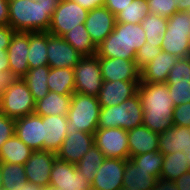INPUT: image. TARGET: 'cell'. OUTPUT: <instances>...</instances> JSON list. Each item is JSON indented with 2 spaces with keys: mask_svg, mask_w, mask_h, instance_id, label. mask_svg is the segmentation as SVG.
<instances>
[{
  "mask_svg": "<svg viewBox=\"0 0 190 190\" xmlns=\"http://www.w3.org/2000/svg\"><path fill=\"white\" fill-rule=\"evenodd\" d=\"M137 94L144 111L142 125L158 134L173 126L174 101L167 83L140 82Z\"/></svg>",
  "mask_w": 190,
  "mask_h": 190,
  "instance_id": "cell-1",
  "label": "cell"
},
{
  "mask_svg": "<svg viewBox=\"0 0 190 190\" xmlns=\"http://www.w3.org/2000/svg\"><path fill=\"white\" fill-rule=\"evenodd\" d=\"M60 0H8L9 26L15 31H48Z\"/></svg>",
  "mask_w": 190,
  "mask_h": 190,
  "instance_id": "cell-2",
  "label": "cell"
},
{
  "mask_svg": "<svg viewBox=\"0 0 190 190\" xmlns=\"http://www.w3.org/2000/svg\"><path fill=\"white\" fill-rule=\"evenodd\" d=\"M143 108L138 94L125 100L119 105L101 107L98 128L133 129L143 123Z\"/></svg>",
  "mask_w": 190,
  "mask_h": 190,
  "instance_id": "cell-3",
  "label": "cell"
},
{
  "mask_svg": "<svg viewBox=\"0 0 190 190\" xmlns=\"http://www.w3.org/2000/svg\"><path fill=\"white\" fill-rule=\"evenodd\" d=\"M100 109L97 97L74 92L66 115L69 121L67 133L77 130L94 134L98 129Z\"/></svg>",
  "mask_w": 190,
  "mask_h": 190,
  "instance_id": "cell-4",
  "label": "cell"
},
{
  "mask_svg": "<svg viewBox=\"0 0 190 190\" xmlns=\"http://www.w3.org/2000/svg\"><path fill=\"white\" fill-rule=\"evenodd\" d=\"M190 31V13L178 11L168 18L167 29L163 35L162 51L177 58L190 56L188 35Z\"/></svg>",
  "mask_w": 190,
  "mask_h": 190,
  "instance_id": "cell-5",
  "label": "cell"
},
{
  "mask_svg": "<svg viewBox=\"0 0 190 190\" xmlns=\"http://www.w3.org/2000/svg\"><path fill=\"white\" fill-rule=\"evenodd\" d=\"M36 101L23 78L15 81L0 94V112L17 119L35 112Z\"/></svg>",
  "mask_w": 190,
  "mask_h": 190,
  "instance_id": "cell-6",
  "label": "cell"
},
{
  "mask_svg": "<svg viewBox=\"0 0 190 190\" xmlns=\"http://www.w3.org/2000/svg\"><path fill=\"white\" fill-rule=\"evenodd\" d=\"M74 80L75 93L97 97L103 83L99 58L82 57L74 66Z\"/></svg>",
  "mask_w": 190,
  "mask_h": 190,
  "instance_id": "cell-7",
  "label": "cell"
},
{
  "mask_svg": "<svg viewBox=\"0 0 190 190\" xmlns=\"http://www.w3.org/2000/svg\"><path fill=\"white\" fill-rule=\"evenodd\" d=\"M88 10L72 0H60L51 17L48 32L56 36H63L77 25L85 23Z\"/></svg>",
  "mask_w": 190,
  "mask_h": 190,
  "instance_id": "cell-8",
  "label": "cell"
},
{
  "mask_svg": "<svg viewBox=\"0 0 190 190\" xmlns=\"http://www.w3.org/2000/svg\"><path fill=\"white\" fill-rule=\"evenodd\" d=\"M49 185L60 190H91V183L75 164L55 158L50 172Z\"/></svg>",
  "mask_w": 190,
  "mask_h": 190,
  "instance_id": "cell-9",
  "label": "cell"
},
{
  "mask_svg": "<svg viewBox=\"0 0 190 190\" xmlns=\"http://www.w3.org/2000/svg\"><path fill=\"white\" fill-rule=\"evenodd\" d=\"M94 135L95 145L106 158L129 159L127 130L122 128H98Z\"/></svg>",
  "mask_w": 190,
  "mask_h": 190,
  "instance_id": "cell-10",
  "label": "cell"
},
{
  "mask_svg": "<svg viewBox=\"0 0 190 190\" xmlns=\"http://www.w3.org/2000/svg\"><path fill=\"white\" fill-rule=\"evenodd\" d=\"M103 81L141 82V69L134 59L99 58Z\"/></svg>",
  "mask_w": 190,
  "mask_h": 190,
  "instance_id": "cell-11",
  "label": "cell"
},
{
  "mask_svg": "<svg viewBox=\"0 0 190 190\" xmlns=\"http://www.w3.org/2000/svg\"><path fill=\"white\" fill-rule=\"evenodd\" d=\"M47 57L50 68L74 69L82 56L62 36L47 31Z\"/></svg>",
  "mask_w": 190,
  "mask_h": 190,
  "instance_id": "cell-12",
  "label": "cell"
},
{
  "mask_svg": "<svg viewBox=\"0 0 190 190\" xmlns=\"http://www.w3.org/2000/svg\"><path fill=\"white\" fill-rule=\"evenodd\" d=\"M126 160L105 158L91 182V190H120L123 187Z\"/></svg>",
  "mask_w": 190,
  "mask_h": 190,
  "instance_id": "cell-13",
  "label": "cell"
},
{
  "mask_svg": "<svg viewBox=\"0 0 190 190\" xmlns=\"http://www.w3.org/2000/svg\"><path fill=\"white\" fill-rule=\"evenodd\" d=\"M56 153L46 150H33L24 164L27 182L41 187L49 186L50 172L55 162Z\"/></svg>",
  "mask_w": 190,
  "mask_h": 190,
  "instance_id": "cell-14",
  "label": "cell"
},
{
  "mask_svg": "<svg viewBox=\"0 0 190 190\" xmlns=\"http://www.w3.org/2000/svg\"><path fill=\"white\" fill-rule=\"evenodd\" d=\"M93 145L95 143L92 133L71 131L65 137L56 157L76 165Z\"/></svg>",
  "mask_w": 190,
  "mask_h": 190,
  "instance_id": "cell-15",
  "label": "cell"
},
{
  "mask_svg": "<svg viewBox=\"0 0 190 190\" xmlns=\"http://www.w3.org/2000/svg\"><path fill=\"white\" fill-rule=\"evenodd\" d=\"M115 23V15L101 6L88 12L84 25L93 43L98 46L114 30Z\"/></svg>",
  "mask_w": 190,
  "mask_h": 190,
  "instance_id": "cell-16",
  "label": "cell"
},
{
  "mask_svg": "<svg viewBox=\"0 0 190 190\" xmlns=\"http://www.w3.org/2000/svg\"><path fill=\"white\" fill-rule=\"evenodd\" d=\"M28 50L29 32L15 31L7 48V56L10 70L17 78H23L30 69Z\"/></svg>",
  "mask_w": 190,
  "mask_h": 190,
  "instance_id": "cell-17",
  "label": "cell"
},
{
  "mask_svg": "<svg viewBox=\"0 0 190 190\" xmlns=\"http://www.w3.org/2000/svg\"><path fill=\"white\" fill-rule=\"evenodd\" d=\"M98 58L135 59L136 52L124 41V23H115L114 30L97 46Z\"/></svg>",
  "mask_w": 190,
  "mask_h": 190,
  "instance_id": "cell-18",
  "label": "cell"
},
{
  "mask_svg": "<svg viewBox=\"0 0 190 190\" xmlns=\"http://www.w3.org/2000/svg\"><path fill=\"white\" fill-rule=\"evenodd\" d=\"M15 134L32 150H43V118L35 113L15 119Z\"/></svg>",
  "mask_w": 190,
  "mask_h": 190,
  "instance_id": "cell-19",
  "label": "cell"
},
{
  "mask_svg": "<svg viewBox=\"0 0 190 190\" xmlns=\"http://www.w3.org/2000/svg\"><path fill=\"white\" fill-rule=\"evenodd\" d=\"M140 83L131 81H103L97 96L101 107L119 105L125 100L135 96Z\"/></svg>",
  "mask_w": 190,
  "mask_h": 190,
  "instance_id": "cell-20",
  "label": "cell"
},
{
  "mask_svg": "<svg viewBox=\"0 0 190 190\" xmlns=\"http://www.w3.org/2000/svg\"><path fill=\"white\" fill-rule=\"evenodd\" d=\"M43 118V150L57 153L67 136L69 121L66 116L49 115Z\"/></svg>",
  "mask_w": 190,
  "mask_h": 190,
  "instance_id": "cell-21",
  "label": "cell"
},
{
  "mask_svg": "<svg viewBox=\"0 0 190 190\" xmlns=\"http://www.w3.org/2000/svg\"><path fill=\"white\" fill-rule=\"evenodd\" d=\"M158 146L163 154L183 151L187 155L190 150V127L173 125L159 134Z\"/></svg>",
  "mask_w": 190,
  "mask_h": 190,
  "instance_id": "cell-22",
  "label": "cell"
},
{
  "mask_svg": "<svg viewBox=\"0 0 190 190\" xmlns=\"http://www.w3.org/2000/svg\"><path fill=\"white\" fill-rule=\"evenodd\" d=\"M129 142V159L135 155L159 151V134L151 131L145 125H139L127 130Z\"/></svg>",
  "mask_w": 190,
  "mask_h": 190,
  "instance_id": "cell-23",
  "label": "cell"
},
{
  "mask_svg": "<svg viewBox=\"0 0 190 190\" xmlns=\"http://www.w3.org/2000/svg\"><path fill=\"white\" fill-rule=\"evenodd\" d=\"M177 59L173 54L161 51L150 63L141 69V82L166 83L169 72Z\"/></svg>",
  "mask_w": 190,
  "mask_h": 190,
  "instance_id": "cell-24",
  "label": "cell"
},
{
  "mask_svg": "<svg viewBox=\"0 0 190 190\" xmlns=\"http://www.w3.org/2000/svg\"><path fill=\"white\" fill-rule=\"evenodd\" d=\"M71 98L72 95H60L49 91L45 97L36 101L34 113L39 116H66L70 108Z\"/></svg>",
  "mask_w": 190,
  "mask_h": 190,
  "instance_id": "cell-25",
  "label": "cell"
},
{
  "mask_svg": "<svg viewBox=\"0 0 190 190\" xmlns=\"http://www.w3.org/2000/svg\"><path fill=\"white\" fill-rule=\"evenodd\" d=\"M157 177L127 159L123 176V187L137 190H152Z\"/></svg>",
  "mask_w": 190,
  "mask_h": 190,
  "instance_id": "cell-26",
  "label": "cell"
},
{
  "mask_svg": "<svg viewBox=\"0 0 190 190\" xmlns=\"http://www.w3.org/2000/svg\"><path fill=\"white\" fill-rule=\"evenodd\" d=\"M32 153L33 150L14 134L1 146L0 162L24 165Z\"/></svg>",
  "mask_w": 190,
  "mask_h": 190,
  "instance_id": "cell-27",
  "label": "cell"
},
{
  "mask_svg": "<svg viewBox=\"0 0 190 190\" xmlns=\"http://www.w3.org/2000/svg\"><path fill=\"white\" fill-rule=\"evenodd\" d=\"M62 37L76 49L82 57H90L97 54V46L93 43L90 34L86 31L84 23L66 32Z\"/></svg>",
  "mask_w": 190,
  "mask_h": 190,
  "instance_id": "cell-28",
  "label": "cell"
},
{
  "mask_svg": "<svg viewBox=\"0 0 190 190\" xmlns=\"http://www.w3.org/2000/svg\"><path fill=\"white\" fill-rule=\"evenodd\" d=\"M49 91L60 95H72L74 93V69L50 68L48 79Z\"/></svg>",
  "mask_w": 190,
  "mask_h": 190,
  "instance_id": "cell-29",
  "label": "cell"
},
{
  "mask_svg": "<svg viewBox=\"0 0 190 190\" xmlns=\"http://www.w3.org/2000/svg\"><path fill=\"white\" fill-rule=\"evenodd\" d=\"M29 68L48 65L47 57V31L29 32L28 50Z\"/></svg>",
  "mask_w": 190,
  "mask_h": 190,
  "instance_id": "cell-30",
  "label": "cell"
},
{
  "mask_svg": "<svg viewBox=\"0 0 190 190\" xmlns=\"http://www.w3.org/2000/svg\"><path fill=\"white\" fill-rule=\"evenodd\" d=\"M49 71V65H42L29 69L27 74L23 77V80L25 81L35 101L45 97L49 92L47 86Z\"/></svg>",
  "mask_w": 190,
  "mask_h": 190,
  "instance_id": "cell-31",
  "label": "cell"
},
{
  "mask_svg": "<svg viewBox=\"0 0 190 190\" xmlns=\"http://www.w3.org/2000/svg\"><path fill=\"white\" fill-rule=\"evenodd\" d=\"M188 161L189 160L186 158V154L183 151L164 154L160 176L174 182L184 173L190 171Z\"/></svg>",
  "mask_w": 190,
  "mask_h": 190,
  "instance_id": "cell-32",
  "label": "cell"
},
{
  "mask_svg": "<svg viewBox=\"0 0 190 190\" xmlns=\"http://www.w3.org/2000/svg\"><path fill=\"white\" fill-rule=\"evenodd\" d=\"M167 21L168 18L148 14L140 23L145 31L146 42L158 44V47H161L163 35L167 29Z\"/></svg>",
  "mask_w": 190,
  "mask_h": 190,
  "instance_id": "cell-33",
  "label": "cell"
},
{
  "mask_svg": "<svg viewBox=\"0 0 190 190\" xmlns=\"http://www.w3.org/2000/svg\"><path fill=\"white\" fill-rule=\"evenodd\" d=\"M105 158L102 151L96 145H93L76 164V168L91 183Z\"/></svg>",
  "mask_w": 190,
  "mask_h": 190,
  "instance_id": "cell-34",
  "label": "cell"
},
{
  "mask_svg": "<svg viewBox=\"0 0 190 190\" xmlns=\"http://www.w3.org/2000/svg\"><path fill=\"white\" fill-rule=\"evenodd\" d=\"M3 188L18 190L21 184L27 183L24 165L1 162Z\"/></svg>",
  "mask_w": 190,
  "mask_h": 190,
  "instance_id": "cell-35",
  "label": "cell"
},
{
  "mask_svg": "<svg viewBox=\"0 0 190 190\" xmlns=\"http://www.w3.org/2000/svg\"><path fill=\"white\" fill-rule=\"evenodd\" d=\"M148 7L146 0H133L125 9L115 16L116 22L140 24L149 14Z\"/></svg>",
  "mask_w": 190,
  "mask_h": 190,
  "instance_id": "cell-36",
  "label": "cell"
},
{
  "mask_svg": "<svg viewBox=\"0 0 190 190\" xmlns=\"http://www.w3.org/2000/svg\"><path fill=\"white\" fill-rule=\"evenodd\" d=\"M137 166L147 171L150 175L159 177L163 164L164 154L160 151L135 155L130 158Z\"/></svg>",
  "mask_w": 190,
  "mask_h": 190,
  "instance_id": "cell-37",
  "label": "cell"
},
{
  "mask_svg": "<svg viewBox=\"0 0 190 190\" xmlns=\"http://www.w3.org/2000/svg\"><path fill=\"white\" fill-rule=\"evenodd\" d=\"M167 84H190V56L178 58L169 72Z\"/></svg>",
  "mask_w": 190,
  "mask_h": 190,
  "instance_id": "cell-38",
  "label": "cell"
},
{
  "mask_svg": "<svg viewBox=\"0 0 190 190\" xmlns=\"http://www.w3.org/2000/svg\"><path fill=\"white\" fill-rule=\"evenodd\" d=\"M124 41L135 52L146 42L145 31L141 24L124 23Z\"/></svg>",
  "mask_w": 190,
  "mask_h": 190,
  "instance_id": "cell-39",
  "label": "cell"
},
{
  "mask_svg": "<svg viewBox=\"0 0 190 190\" xmlns=\"http://www.w3.org/2000/svg\"><path fill=\"white\" fill-rule=\"evenodd\" d=\"M149 14L169 18L178 12L177 0H146Z\"/></svg>",
  "mask_w": 190,
  "mask_h": 190,
  "instance_id": "cell-40",
  "label": "cell"
},
{
  "mask_svg": "<svg viewBox=\"0 0 190 190\" xmlns=\"http://www.w3.org/2000/svg\"><path fill=\"white\" fill-rule=\"evenodd\" d=\"M162 51L161 47H158V44H151L145 42V44L136 52L135 62L138 67L142 69L148 63H150L160 52Z\"/></svg>",
  "mask_w": 190,
  "mask_h": 190,
  "instance_id": "cell-41",
  "label": "cell"
},
{
  "mask_svg": "<svg viewBox=\"0 0 190 190\" xmlns=\"http://www.w3.org/2000/svg\"><path fill=\"white\" fill-rule=\"evenodd\" d=\"M9 67L7 52H0V94L4 92L16 79Z\"/></svg>",
  "mask_w": 190,
  "mask_h": 190,
  "instance_id": "cell-42",
  "label": "cell"
},
{
  "mask_svg": "<svg viewBox=\"0 0 190 190\" xmlns=\"http://www.w3.org/2000/svg\"><path fill=\"white\" fill-rule=\"evenodd\" d=\"M174 107L190 102V84H168Z\"/></svg>",
  "mask_w": 190,
  "mask_h": 190,
  "instance_id": "cell-43",
  "label": "cell"
},
{
  "mask_svg": "<svg viewBox=\"0 0 190 190\" xmlns=\"http://www.w3.org/2000/svg\"><path fill=\"white\" fill-rule=\"evenodd\" d=\"M172 123L190 127V102L174 107Z\"/></svg>",
  "mask_w": 190,
  "mask_h": 190,
  "instance_id": "cell-44",
  "label": "cell"
},
{
  "mask_svg": "<svg viewBox=\"0 0 190 190\" xmlns=\"http://www.w3.org/2000/svg\"><path fill=\"white\" fill-rule=\"evenodd\" d=\"M15 134V119L9 118L0 112V148Z\"/></svg>",
  "mask_w": 190,
  "mask_h": 190,
  "instance_id": "cell-45",
  "label": "cell"
},
{
  "mask_svg": "<svg viewBox=\"0 0 190 190\" xmlns=\"http://www.w3.org/2000/svg\"><path fill=\"white\" fill-rule=\"evenodd\" d=\"M14 32L9 25L0 26V52H7Z\"/></svg>",
  "mask_w": 190,
  "mask_h": 190,
  "instance_id": "cell-46",
  "label": "cell"
},
{
  "mask_svg": "<svg viewBox=\"0 0 190 190\" xmlns=\"http://www.w3.org/2000/svg\"><path fill=\"white\" fill-rule=\"evenodd\" d=\"M133 0H106L104 6L108 8L115 16L125 9Z\"/></svg>",
  "mask_w": 190,
  "mask_h": 190,
  "instance_id": "cell-47",
  "label": "cell"
},
{
  "mask_svg": "<svg viewBox=\"0 0 190 190\" xmlns=\"http://www.w3.org/2000/svg\"><path fill=\"white\" fill-rule=\"evenodd\" d=\"M152 190H179L176 184L166 178L159 176L153 186Z\"/></svg>",
  "mask_w": 190,
  "mask_h": 190,
  "instance_id": "cell-48",
  "label": "cell"
},
{
  "mask_svg": "<svg viewBox=\"0 0 190 190\" xmlns=\"http://www.w3.org/2000/svg\"><path fill=\"white\" fill-rule=\"evenodd\" d=\"M9 25L8 0H0V26Z\"/></svg>",
  "mask_w": 190,
  "mask_h": 190,
  "instance_id": "cell-49",
  "label": "cell"
},
{
  "mask_svg": "<svg viewBox=\"0 0 190 190\" xmlns=\"http://www.w3.org/2000/svg\"><path fill=\"white\" fill-rule=\"evenodd\" d=\"M81 5L83 8L87 9L88 11L104 6L106 0H72Z\"/></svg>",
  "mask_w": 190,
  "mask_h": 190,
  "instance_id": "cell-50",
  "label": "cell"
},
{
  "mask_svg": "<svg viewBox=\"0 0 190 190\" xmlns=\"http://www.w3.org/2000/svg\"><path fill=\"white\" fill-rule=\"evenodd\" d=\"M179 190H190V171L174 181Z\"/></svg>",
  "mask_w": 190,
  "mask_h": 190,
  "instance_id": "cell-51",
  "label": "cell"
},
{
  "mask_svg": "<svg viewBox=\"0 0 190 190\" xmlns=\"http://www.w3.org/2000/svg\"><path fill=\"white\" fill-rule=\"evenodd\" d=\"M178 11H187L190 13V0H177Z\"/></svg>",
  "mask_w": 190,
  "mask_h": 190,
  "instance_id": "cell-52",
  "label": "cell"
},
{
  "mask_svg": "<svg viewBox=\"0 0 190 190\" xmlns=\"http://www.w3.org/2000/svg\"><path fill=\"white\" fill-rule=\"evenodd\" d=\"M42 189L43 187L37 184L27 182L25 184H21V187L18 190H42Z\"/></svg>",
  "mask_w": 190,
  "mask_h": 190,
  "instance_id": "cell-53",
  "label": "cell"
},
{
  "mask_svg": "<svg viewBox=\"0 0 190 190\" xmlns=\"http://www.w3.org/2000/svg\"><path fill=\"white\" fill-rule=\"evenodd\" d=\"M2 169H1V162H0V189L3 188V182H2Z\"/></svg>",
  "mask_w": 190,
  "mask_h": 190,
  "instance_id": "cell-54",
  "label": "cell"
},
{
  "mask_svg": "<svg viewBox=\"0 0 190 190\" xmlns=\"http://www.w3.org/2000/svg\"><path fill=\"white\" fill-rule=\"evenodd\" d=\"M42 190H60V189L52 187V186L49 185V186L43 187Z\"/></svg>",
  "mask_w": 190,
  "mask_h": 190,
  "instance_id": "cell-55",
  "label": "cell"
},
{
  "mask_svg": "<svg viewBox=\"0 0 190 190\" xmlns=\"http://www.w3.org/2000/svg\"><path fill=\"white\" fill-rule=\"evenodd\" d=\"M186 158L189 160L188 162H189V166H190V150H189L188 154L186 155Z\"/></svg>",
  "mask_w": 190,
  "mask_h": 190,
  "instance_id": "cell-56",
  "label": "cell"
},
{
  "mask_svg": "<svg viewBox=\"0 0 190 190\" xmlns=\"http://www.w3.org/2000/svg\"><path fill=\"white\" fill-rule=\"evenodd\" d=\"M120 190H137V189L122 187Z\"/></svg>",
  "mask_w": 190,
  "mask_h": 190,
  "instance_id": "cell-57",
  "label": "cell"
},
{
  "mask_svg": "<svg viewBox=\"0 0 190 190\" xmlns=\"http://www.w3.org/2000/svg\"><path fill=\"white\" fill-rule=\"evenodd\" d=\"M188 40H189V47H190V31H189V35H188Z\"/></svg>",
  "mask_w": 190,
  "mask_h": 190,
  "instance_id": "cell-58",
  "label": "cell"
}]
</instances>
